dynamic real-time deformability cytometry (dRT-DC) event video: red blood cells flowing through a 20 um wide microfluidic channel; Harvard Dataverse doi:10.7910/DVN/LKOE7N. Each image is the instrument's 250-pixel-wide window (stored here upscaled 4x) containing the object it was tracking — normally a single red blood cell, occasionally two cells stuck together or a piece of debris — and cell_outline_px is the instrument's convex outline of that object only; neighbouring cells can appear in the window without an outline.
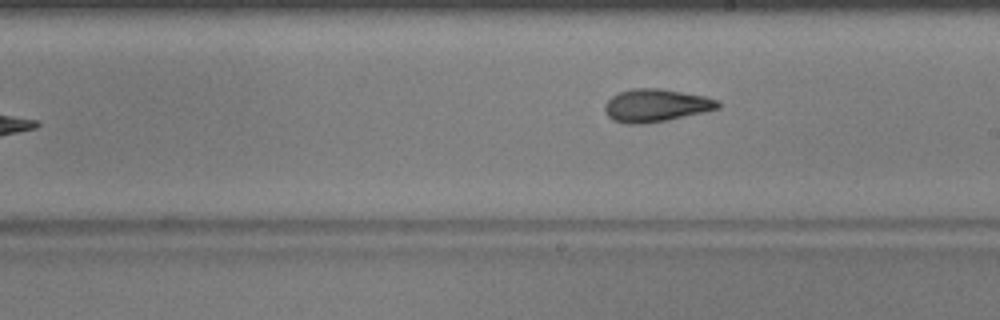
{"species": "common noctule bat (a hibernating species)", "species_latin": "Nyctalus noctula", "temperature_condition": "warm", "stored_images_in_passage": 9, "camera_frame_rate_fps": 3000, "um_per_image_px": 0.085, "animal": {"sex": "male", "body_mass_g": 17.9, "forearm_length_mm": 54.2}, "frame": {"image": 1, "passage_image": 9, "time_ms": 10.667, "image_size_px": [1000, 320], "cell_outline_px": [[720, 108], [704, 112], [668, 120], [644, 124], [624, 124], [612, 120], [604, 112], [604, 104], [612, 96], [620, 92], [632, 88], [660, 88], [704, 96], [720, 100]], "centroid_in_image_um": [55.74, 8.97], "position_along_channel_um": 233.3, "area_um2": 21.85}}